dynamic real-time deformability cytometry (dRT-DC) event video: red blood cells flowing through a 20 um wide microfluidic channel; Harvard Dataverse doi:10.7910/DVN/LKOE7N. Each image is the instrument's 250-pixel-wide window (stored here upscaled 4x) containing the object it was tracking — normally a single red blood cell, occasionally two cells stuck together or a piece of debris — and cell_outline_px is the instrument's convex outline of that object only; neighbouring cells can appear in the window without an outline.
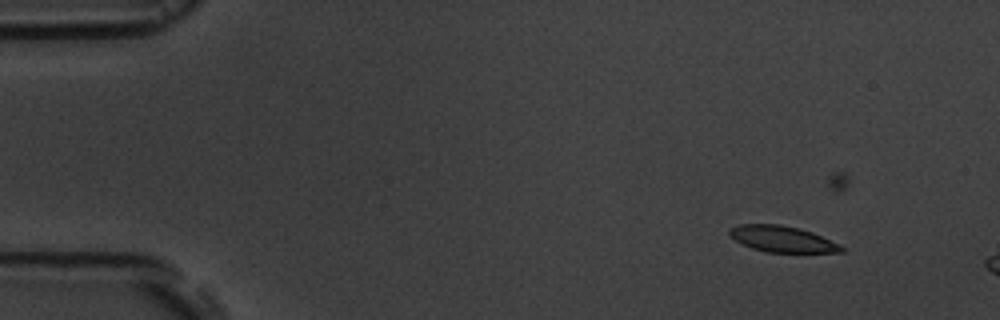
{"species": "common noctule bat (a hibernating species)", "species_latin": "Nyctalus noctula", "temperature_condition": "room temperature", "stored_images_in_passage": 5, "camera_frame_rate_fps": 3000, "um_per_image_px": 0.085, "animal": {"sex": "male", "body_mass_g": 19.5, "forearm_length_mm": 54.6}, "frame": {"image": 1, "passage_image": 3, "time_ms": 3.333, "image_size_px": [1000, 320], "cell_outline_px": [[844, 252], [764, 252], [752, 248], [736, 240], [728, 232], [728, 228], [740, 224], [780, 224], [800, 228], [812, 232], [844, 248]], "centroid_in_image_um": [66.44, 20.3], "position_along_channel_um": 18.6, "area_um2": 16.76}}